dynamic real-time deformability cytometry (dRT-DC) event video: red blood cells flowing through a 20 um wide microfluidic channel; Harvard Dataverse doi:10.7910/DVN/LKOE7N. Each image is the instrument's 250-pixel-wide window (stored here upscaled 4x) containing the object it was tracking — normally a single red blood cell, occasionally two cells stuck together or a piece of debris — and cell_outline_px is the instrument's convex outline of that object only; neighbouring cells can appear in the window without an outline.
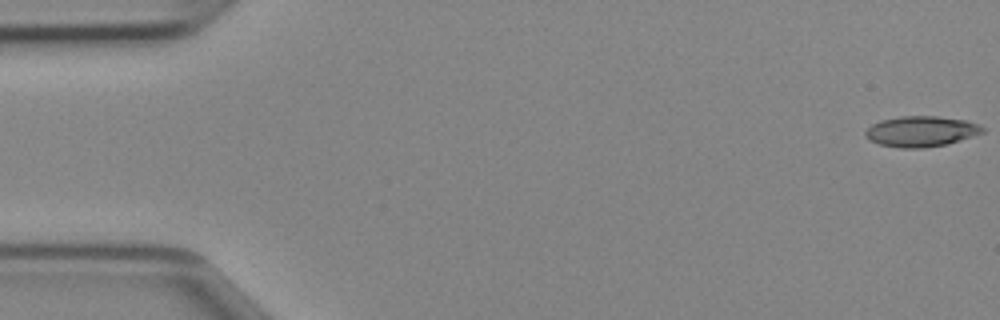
{"species": "Egyptian fruit bat (a non-hibernating species)", "species_latin": "Rousettus aegyptiacus", "temperature_condition": "cold", "stored_images_in_passage": 47, "camera_frame_rate_fps": 3000, "um_per_image_px": 0.085, "animal": {"sex": "female"}, "frame": {"image": 1, "passage_image": 1, "time_ms": 0.0, "image_size_px": [1000, 320], "cell_outline_px": [[984, 132], [948, 144], [924, 148], [900, 148], [880, 144], [868, 140], [864, 136], [864, 132], [872, 124], [880, 120], [900, 116], [936, 116], [964, 120], [980, 124], [984, 128]], "centroid_in_image_um": [78.27, 11.17], "position_along_channel_um": 6.7, "area_um2": 20.98}}
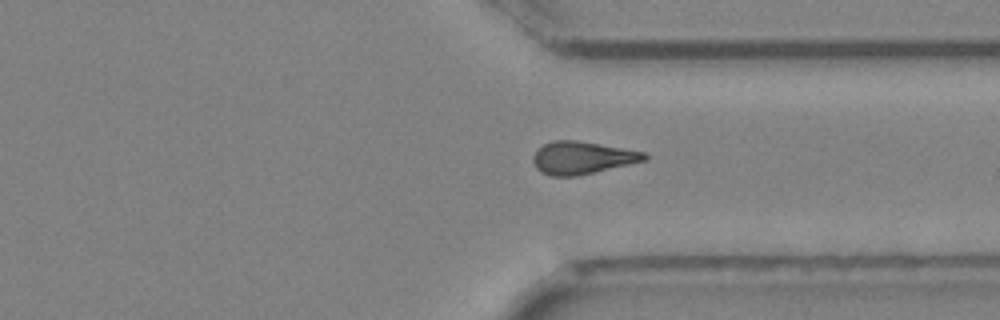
{"frame": {"image": 2, "passage_image": 35, "time_ms": 11.333, "image_size_px": [1000, 320], "cell_outline_px": [[648, 160], [576, 176], [548, 176], [540, 172], [536, 168], [532, 160], [532, 156], [544, 144], [552, 140], [576, 140], [648, 152]], "centroid_in_image_um": [49.5, 13.41], "position_along_channel_um": 361.9, "area_um2": 21.27}}
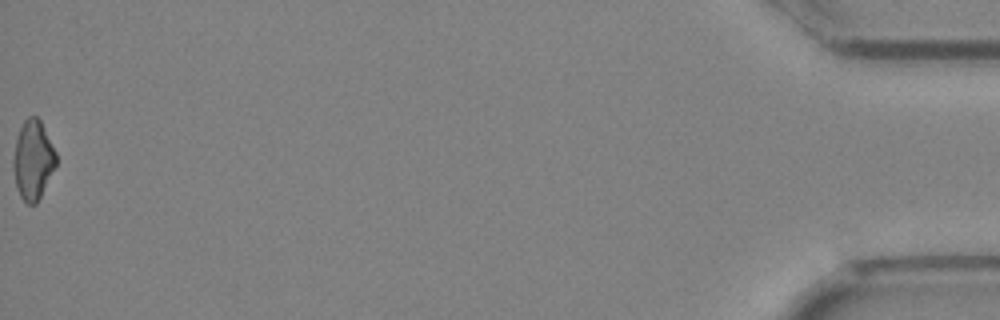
{"frame": {"image": 3, "passage_image": 47, "time_ms": 15.333, "image_size_px": [1000, 320], "cell_outline_px": [[56, 164], [36, 204], [28, 204], [20, 196], [16, 188], [12, 168], [12, 160], [16, 140], [20, 128], [24, 120], [28, 116], [36, 116], [40, 120], [56, 152]], "centroid_in_image_um": [2.77, 13.59], "position_along_channel_um": 432.4, "area_um2": 19.59}}